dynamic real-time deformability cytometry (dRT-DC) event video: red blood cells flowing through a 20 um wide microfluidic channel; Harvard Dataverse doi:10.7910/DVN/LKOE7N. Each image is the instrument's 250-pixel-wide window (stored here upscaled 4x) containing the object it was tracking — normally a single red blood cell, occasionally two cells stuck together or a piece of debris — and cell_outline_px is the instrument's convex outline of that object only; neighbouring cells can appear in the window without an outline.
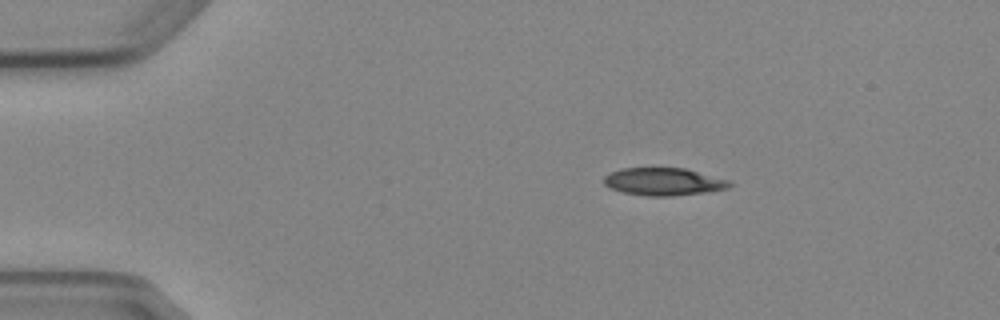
{"species": "Egyptian fruit bat (a non-hibernating species)", "species_latin": "Rousettus aegyptiacus", "temperature_condition": "cold", "stored_images_in_passage": 2, "camera_frame_rate_fps": 3000, "um_per_image_px": 0.085, "animal": {"sex": "female"}, "frame": {"image": 1, "passage_image": 1, "time_ms": 0.0, "image_size_px": [1000, 320], "cell_outline_px": [[732, 184], [728, 188], [704, 192], [672, 196], [648, 196], [624, 192], [608, 188], [604, 184], [604, 176], [608, 172], [620, 168], [684, 168], [732, 180]], "centroid_in_image_um": [56.39, 15.43], "position_along_channel_um": 28.6, "area_um2": 20.35}}